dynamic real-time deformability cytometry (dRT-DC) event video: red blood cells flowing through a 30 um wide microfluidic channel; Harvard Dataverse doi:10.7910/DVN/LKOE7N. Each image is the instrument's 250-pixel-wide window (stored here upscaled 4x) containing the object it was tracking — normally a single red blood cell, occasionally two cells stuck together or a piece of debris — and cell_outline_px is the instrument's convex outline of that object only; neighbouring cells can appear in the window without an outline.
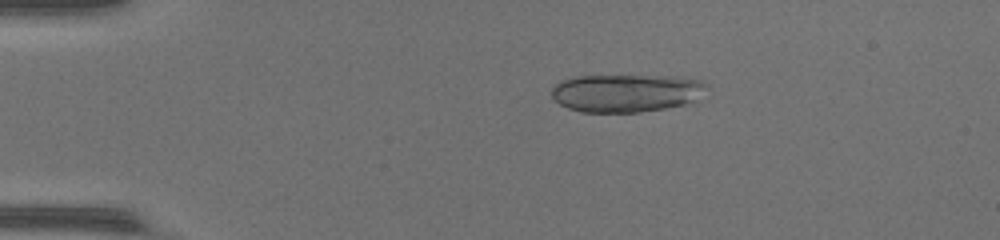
{"species": "common noctule bat (a hibernating species)", "species_latin": "Nyctalus noctula", "temperature_condition": "warm", "stored_images_in_passage": 50, "camera_frame_rate_fps": 3000, "um_per_image_px": 0.085, "animal": {"sex": "female", "body_mass_g": 17.0, "forearm_length_mm": 48.0}, "frame": {"image": 1, "passage_image": 10, "time_ms": 3.0, "image_size_px": [1000, 240], "cell_outline_px": [[712, 92], [708, 100], [664, 108], [640, 112], [580, 112], [568, 108], [560, 104], [552, 96], [552, 88], [560, 80], [572, 76], [680, 76], [700, 80], [708, 84]], "centroid_in_image_um": [53.42, 7.9], "position_along_channel_um": 31.6, "area_um2": 35.43}}
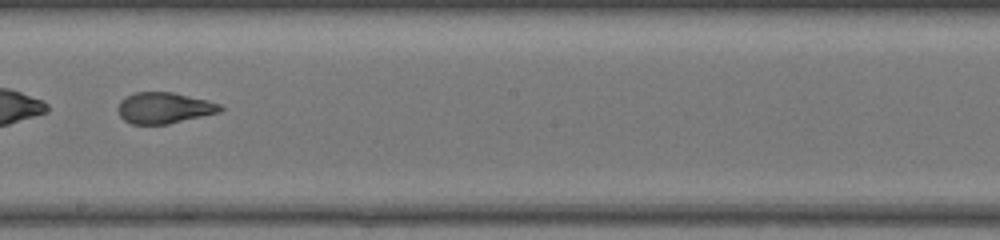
{"frame": {"image": 2, "passage_image": 30, "time_ms": 9.667, "image_size_px": [1000, 240], "cell_outline_px": [[224, 108], [220, 112], [168, 124], [132, 124], [124, 120], [120, 116], [116, 108], [120, 100], [136, 92], [172, 92], [208, 100], [220, 104]], "centroid_in_image_um": [13.94, 9.17], "position_along_channel_um": 234.3, "area_um2": 18.55}}
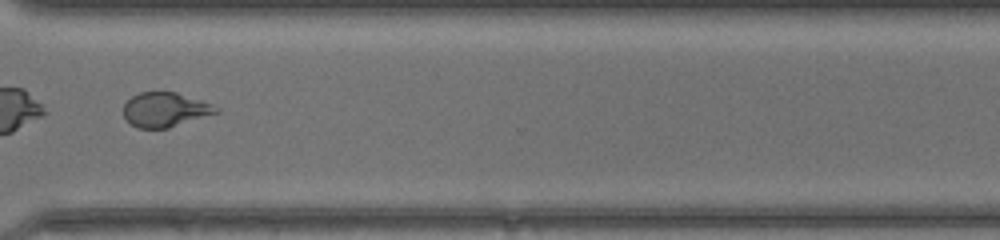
{"frame": {"image": 3, "passage_image": 39, "time_ms": 12.667, "image_size_px": [1000, 240], "cell_outline_px": [[220, 112], [168, 128], [140, 128], [132, 124], [124, 116], [124, 104], [132, 96], [140, 92], [176, 92], [212, 104], [220, 108]], "centroid_in_image_um": [14.06, 9.32], "position_along_channel_um": 356.5, "area_um2": 18.44}}